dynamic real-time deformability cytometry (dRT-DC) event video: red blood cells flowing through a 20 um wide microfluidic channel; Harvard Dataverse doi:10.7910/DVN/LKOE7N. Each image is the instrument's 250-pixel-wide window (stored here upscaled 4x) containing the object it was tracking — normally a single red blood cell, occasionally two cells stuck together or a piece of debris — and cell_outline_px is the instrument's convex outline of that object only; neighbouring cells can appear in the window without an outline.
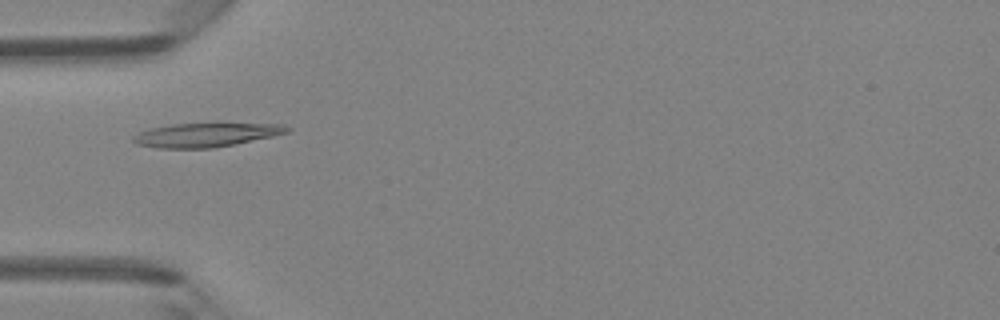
{"species": "Egyptian fruit bat (a non-hibernating species)", "species_latin": "Rousettus aegyptiacus", "temperature_condition": "room temperature", "stored_images_in_passage": 33, "camera_frame_rate_fps": 3000, "um_per_image_px": 0.085, "animal": {"sex": "female"}, "frame": {"image": 1, "passage_image": 1, "time_ms": 0.0, "image_size_px": [1000, 320], "cell_outline_px": [[292, 128], [288, 132], [272, 136], [212, 148], [156, 148], [136, 144], [132, 140], [132, 136], [140, 132], [152, 128], [172, 124], [212, 120], [284, 124]], "centroid_in_image_um": [17.57, 11.4], "position_along_channel_um": 67.4, "area_um2": 22.66}}
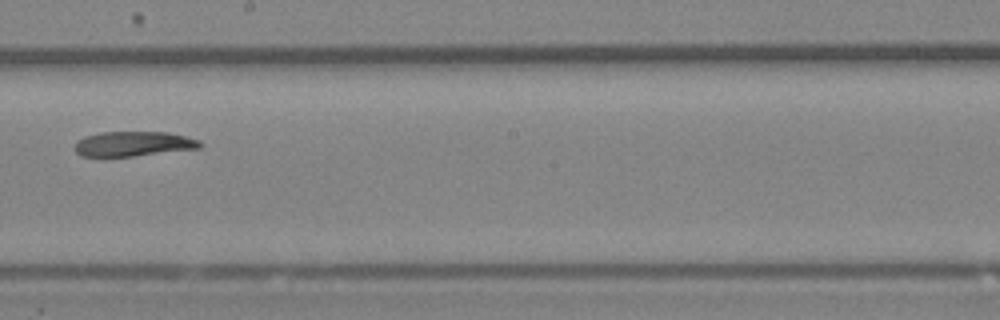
{"frame": {"image": 2, "passage_image": 13, "time_ms": 4.0, "image_size_px": [1000, 320], "cell_outline_px": [[204, 144], [200, 148], [132, 156], [80, 156], [76, 152], [76, 140], [84, 136], [100, 132], [168, 132], [200, 140]], "centroid_in_image_um": [11.34, 12.22], "position_along_channel_um": 236.9, "area_um2": 18.09}}
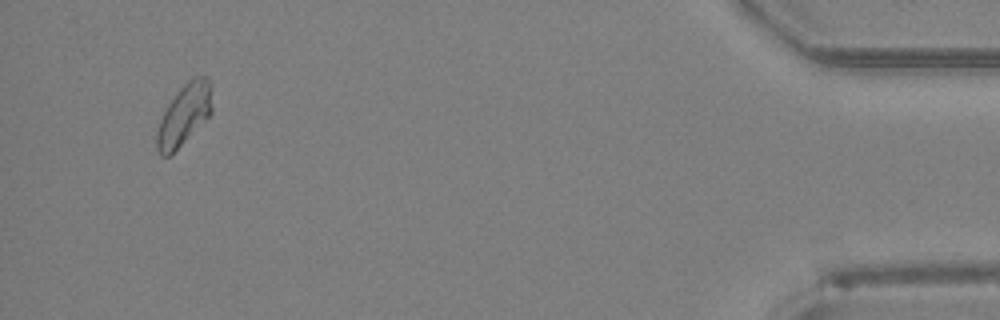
{"frame": {"image": 3, "passage_image": 31, "time_ms": 10.0, "image_size_px": [1000, 320], "cell_outline_px": [[212, 112], [168, 156], [160, 156], [156, 148], [156, 132], [160, 120], [168, 104], [180, 88], [192, 76], [208, 76], [212, 84]], "centroid_in_image_um": [15.66, 9.68], "position_along_channel_um": 419.5, "area_um2": 19.36}}